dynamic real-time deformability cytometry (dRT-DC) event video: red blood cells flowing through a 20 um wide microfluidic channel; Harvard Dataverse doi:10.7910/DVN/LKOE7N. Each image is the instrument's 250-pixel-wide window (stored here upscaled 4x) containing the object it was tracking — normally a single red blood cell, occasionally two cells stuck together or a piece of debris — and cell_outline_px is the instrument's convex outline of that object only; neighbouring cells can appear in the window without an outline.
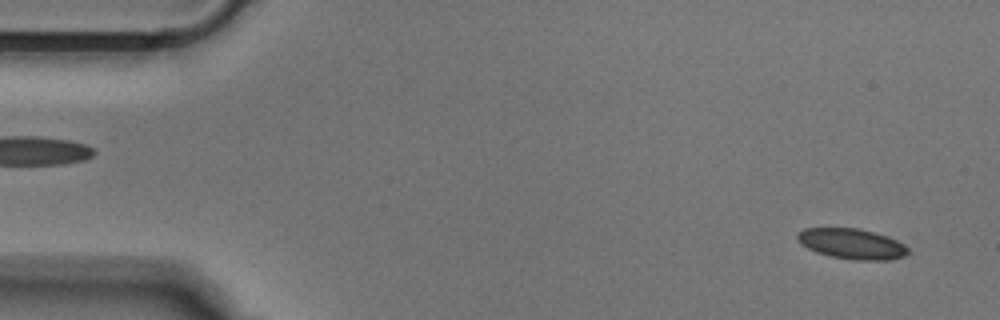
{"species": "Egyptian fruit bat (a non-hibernating species)", "species_latin": "Rousettus aegyptiacus", "temperature_condition": "cold", "stored_images_in_passage": 51, "camera_frame_rate_fps": 3000, "um_per_image_px": 0.085, "animal": {"sex": "male"}, "frame": {"image": 1, "passage_image": 2, "time_ms": 0.333, "image_size_px": [1000, 320], "cell_outline_px": [[908, 252], [904, 256], [888, 260], [856, 260], [828, 256], [816, 252], [800, 244], [796, 236], [796, 232], [804, 228], [860, 228], [896, 240], [904, 244], [908, 248]], "centroid_in_image_um": [72.35, 20.72], "position_along_channel_um": 12.6, "area_um2": 19.59}}
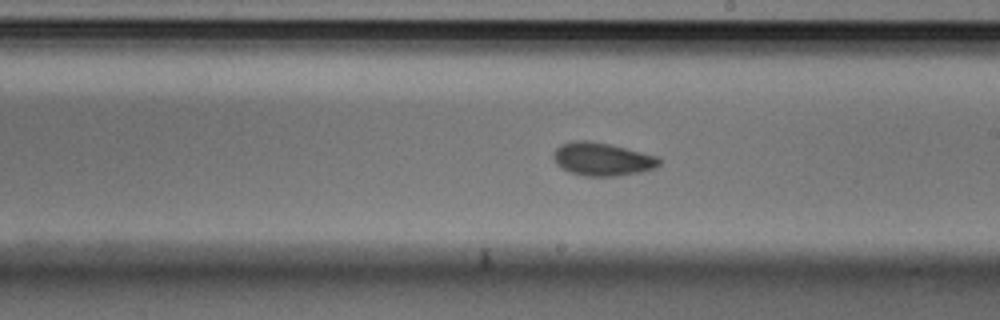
{"frame": {"image": 2, "passage_image": 28, "time_ms": 9.0, "image_size_px": [1000, 320], "cell_outline_px": [[660, 164], [656, 168], [640, 172], [616, 176], [584, 176], [572, 172], [556, 164], [552, 156], [552, 152], [560, 144], [576, 140], [588, 140], [608, 144], [656, 156], [660, 160]], "centroid_in_image_um": [51.16, 13.53], "position_along_channel_um": 237.8, "area_um2": 20.23}}
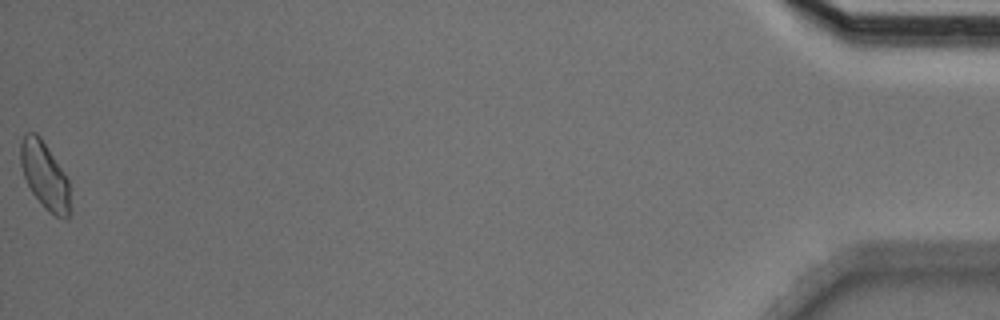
{"frame": {"image": 3, "passage_image": 51, "time_ms": 16.667, "image_size_px": [1000, 320], "cell_outline_px": [[72, 212], [68, 220], [64, 220], [48, 212], [44, 208], [32, 192], [24, 176], [20, 164], [20, 144], [24, 132], [36, 132], [40, 136], [68, 180]], "centroid_in_image_um": [3.82, 14.97], "position_along_channel_um": 431.4, "area_um2": 19.59}}